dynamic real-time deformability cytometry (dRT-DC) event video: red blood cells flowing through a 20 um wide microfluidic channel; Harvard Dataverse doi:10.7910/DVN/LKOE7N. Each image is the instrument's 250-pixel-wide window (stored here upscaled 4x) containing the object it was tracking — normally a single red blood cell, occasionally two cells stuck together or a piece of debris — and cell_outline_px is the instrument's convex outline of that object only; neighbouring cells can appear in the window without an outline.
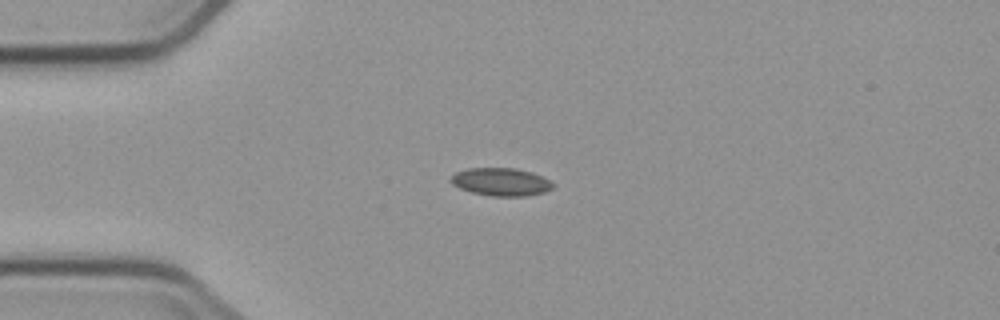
{"species": "common noctule bat (a hibernating species)", "species_latin": "Nyctalus noctula", "temperature_condition": "cold", "stored_images_in_passage": 11, "camera_frame_rate_fps": 3000, "um_per_image_px": 0.085, "animal": {"sex": "male", "body_mass_g": 23.1, "forearm_length_mm": 52.7}, "frame": {"image": 1, "passage_image": 4, "time_ms": 4.333, "image_size_px": [1000, 320], "cell_outline_px": [[556, 184], [552, 188], [544, 192], [524, 196], [492, 196], [472, 192], [460, 188], [452, 184], [452, 176], [456, 172], [468, 168], [516, 168], [532, 172]], "centroid_in_image_um": [42.6, 15.45], "position_along_channel_um": 42.4, "area_um2": 16.42}}
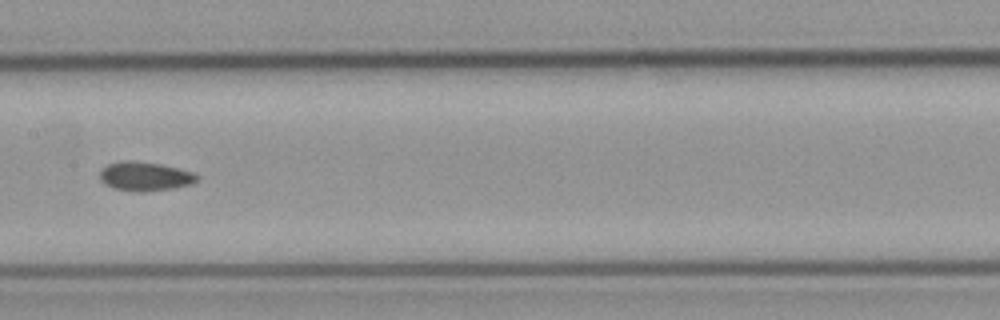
{"frame": {"image": 2, "passage_image": 8, "time_ms": 9.0, "image_size_px": [1000, 320], "cell_outline_px": [[200, 176], [192, 184], [172, 188], [144, 192], [132, 192], [112, 188], [104, 184], [100, 180], [100, 172], [108, 164], [124, 160], [132, 160], [160, 164], [192, 172]], "centroid_in_image_um": [12.29, 15.0], "position_along_channel_um": 195.1, "area_um2": 16.47}}
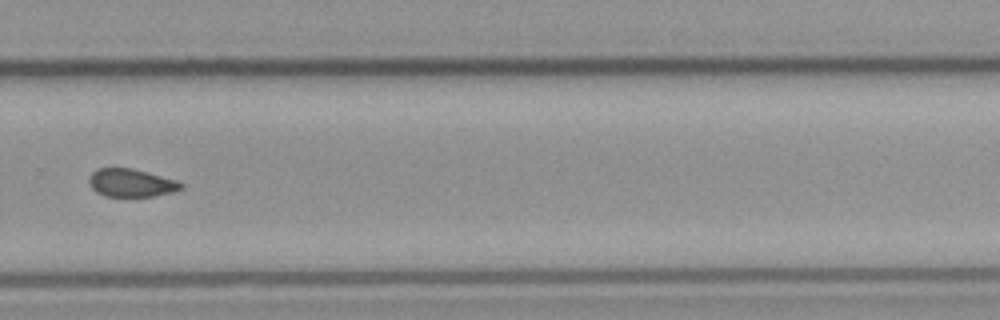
{"frame": {"image": 3, "passage_image": 11, "time_ms": 12.333, "image_size_px": [1000, 320], "cell_outline_px": [[184, 188], [172, 192], [156, 196], [104, 196], [96, 192], [92, 188], [88, 180], [88, 176], [96, 168], [132, 168], [148, 172], [176, 180], [184, 184]], "centroid_in_image_um": [11.14, 15.54], "position_along_channel_um": 318.7, "area_um2": 15.14}}